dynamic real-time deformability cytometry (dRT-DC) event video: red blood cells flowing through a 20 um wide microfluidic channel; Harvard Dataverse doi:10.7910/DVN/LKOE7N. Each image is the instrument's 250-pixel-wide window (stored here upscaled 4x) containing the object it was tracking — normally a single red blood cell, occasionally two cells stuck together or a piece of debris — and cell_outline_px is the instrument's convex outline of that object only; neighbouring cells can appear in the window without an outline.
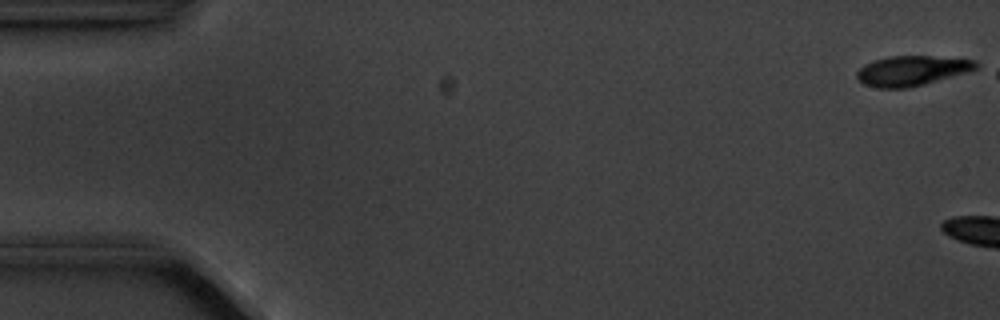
{"species": "common noctule bat (a hibernating species)", "species_latin": "Nyctalus noctula", "temperature_condition": "cold", "stored_images_in_passage": 17, "camera_frame_rate_fps": 3000, "um_per_image_px": 0.085, "animal": {"sex": "male", "body_mass_g": 20.1, "forearm_length_mm": 53.5}, "frame": {"image": 1, "passage_image": 1, "time_ms": 0.0, "image_size_px": [1000, 320], "cell_outline_px": [[980, 68], [968, 72], [924, 84], [908, 88], [876, 88], [864, 84], [856, 76], [856, 72], [864, 64], [872, 60], [888, 56], [928, 56], [976, 60], [980, 64]], "centroid_in_image_um": [77.51, 6.01], "position_along_channel_um": 7.5, "area_um2": 20.92}, "authors_computed_cell_mechanics": {"area_um2": 19.2474, "velocity_mm_per_s": 3.5527, "shape_relaxation_time_tau1_ms": 1.8584, "shape_relaxation_time_tau2_ms": null, "deformation_change_tau1": 0.0784, "deformation_change_tau2": null}}